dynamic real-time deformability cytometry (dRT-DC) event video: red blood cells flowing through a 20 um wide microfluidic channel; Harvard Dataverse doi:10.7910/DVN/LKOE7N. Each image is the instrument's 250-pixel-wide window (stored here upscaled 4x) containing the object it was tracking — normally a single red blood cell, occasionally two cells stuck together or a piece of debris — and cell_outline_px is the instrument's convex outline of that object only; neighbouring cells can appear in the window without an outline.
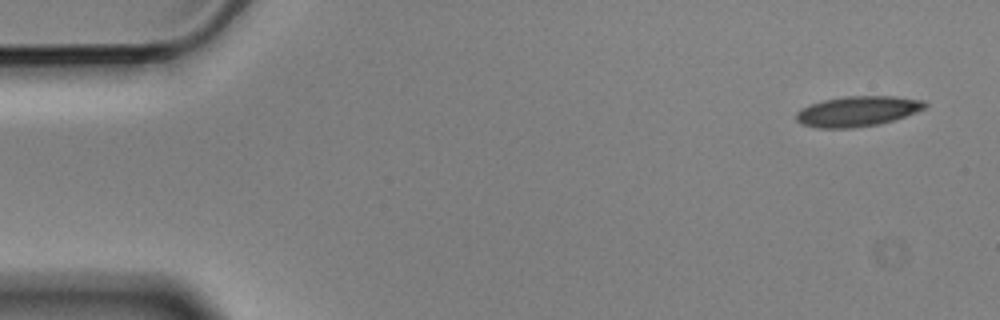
{"species": "Egyptian fruit bat (a non-hibernating species)", "species_latin": "Rousettus aegyptiacus", "temperature_condition": "cold", "stored_images_in_passage": 5, "camera_frame_rate_fps": 3000, "um_per_image_px": 0.085, "animal": {"sex": "male"}, "frame": {"image": 1, "passage_image": 1, "time_ms": 0.0, "image_size_px": [1000, 320], "cell_outline_px": [[928, 104], [924, 108], [916, 112], [880, 124], [852, 128], [816, 128], [800, 124], [796, 120], [796, 112], [800, 108], [808, 104], [824, 100], [844, 96], [896, 96], [924, 100]], "centroid_in_image_um": [72.84, 9.45], "position_along_channel_um": 12.2, "area_um2": 22.89}}
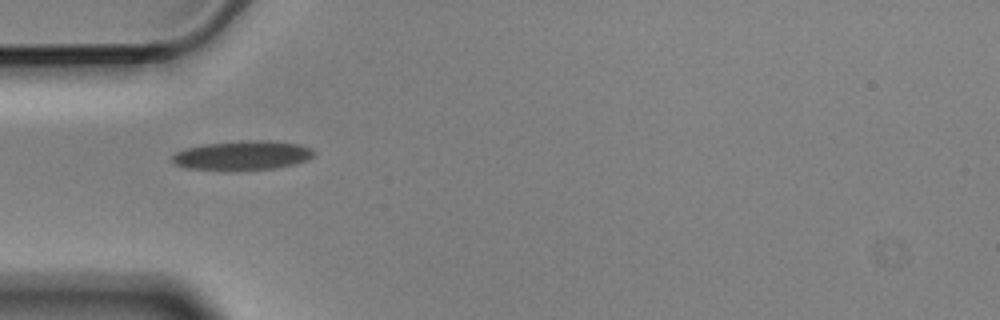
{"frame": {"image": 2, "passage_image": 4, "time_ms": 1.0, "image_size_px": [1000, 320], "cell_outline_px": [[316, 152], [308, 160], [292, 164], [272, 168], [224, 172], [188, 168], [176, 164], [172, 160], [172, 156], [176, 152], [184, 148], [204, 144], [248, 140], [264, 140], [300, 144]], "centroid_in_image_um": [20.56, 13.23], "position_along_channel_um": 64.4, "area_um2": 24.39}}
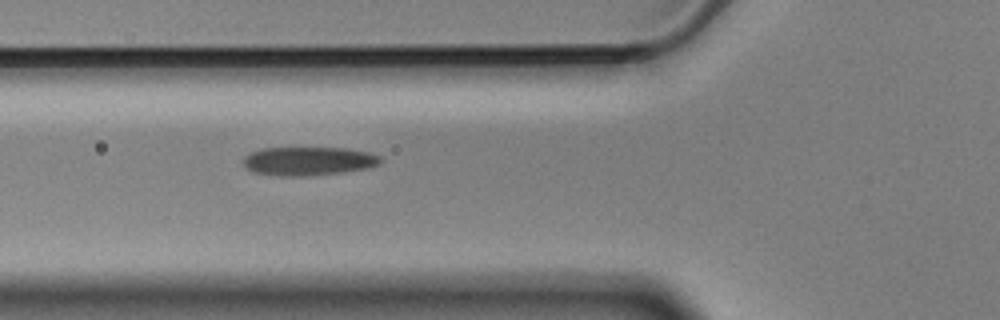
{"frame": {"image": 3, "passage_image": 5, "time_ms": 1.333, "image_size_px": [1000, 320], "cell_outline_px": [[384, 160], [380, 164], [372, 168], [344, 172], [300, 176], [284, 176], [252, 172], [244, 164], [244, 156], [252, 152], [264, 148], [344, 148], [368, 152], [380, 156]], "centroid_in_image_um": [26.29, 13.69], "position_along_channel_um": 99.5, "area_um2": 22.89}}